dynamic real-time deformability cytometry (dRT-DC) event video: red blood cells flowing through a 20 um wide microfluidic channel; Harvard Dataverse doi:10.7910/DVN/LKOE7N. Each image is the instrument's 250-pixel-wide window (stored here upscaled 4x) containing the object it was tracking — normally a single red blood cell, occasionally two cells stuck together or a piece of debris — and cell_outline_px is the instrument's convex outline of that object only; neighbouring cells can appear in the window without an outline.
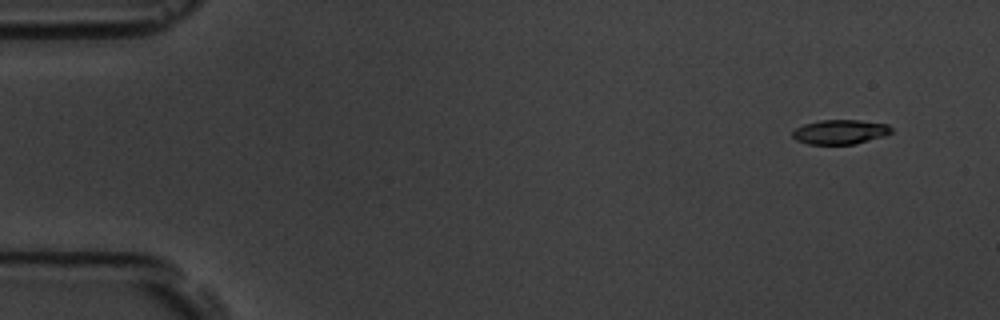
{"species": "common noctule bat (a hibernating species)", "species_latin": "Nyctalus noctula", "temperature_condition": "room temperature", "stored_images_in_passage": 11, "camera_frame_rate_fps": 3000, "um_per_image_px": 0.085, "animal": {"sex": "male", "body_mass_g": 19.5, "forearm_length_mm": 54.6}, "frame": {"image": 1, "passage_image": 1, "time_ms": 0.0, "image_size_px": [1000, 320], "cell_outline_px": [[892, 132], [884, 136], [856, 144], [808, 144], [796, 140], [792, 136], [792, 132], [796, 128], [804, 124], [820, 120], [860, 120], [888, 124], [892, 128]], "centroid_in_image_um": [71.42, 11.21], "position_along_channel_um": 13.6, "area_um2": 14.16}}
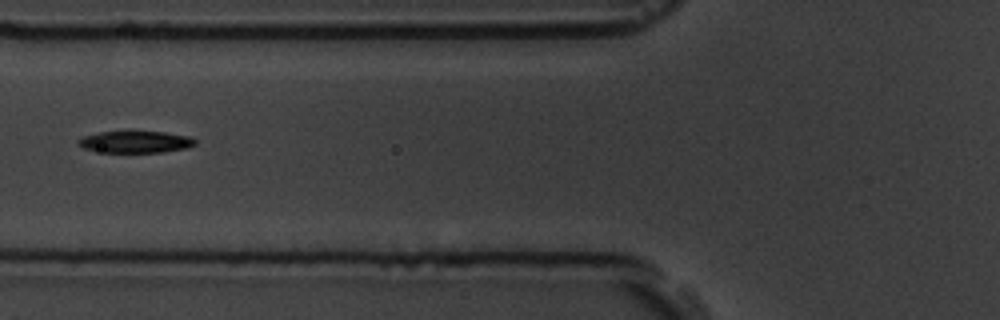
{"frame": {"image": 2, "passage_image": 6, "time_ms": 6.0, "image_size_px": [1000, 320], "cell_outline_px": [[196, 144], [188, 148], [164, 152], [104, 152], [84, 148], [76, 144], [76, 140], [80, 136], [100, 132], [128, 128], [132, 128], [164, 132], [192, 136], [196, 140]], "centroid_in_image_um": [11.5, 12.0], "position_along_channel_um": 114.3, "area_um2": 15.95}}
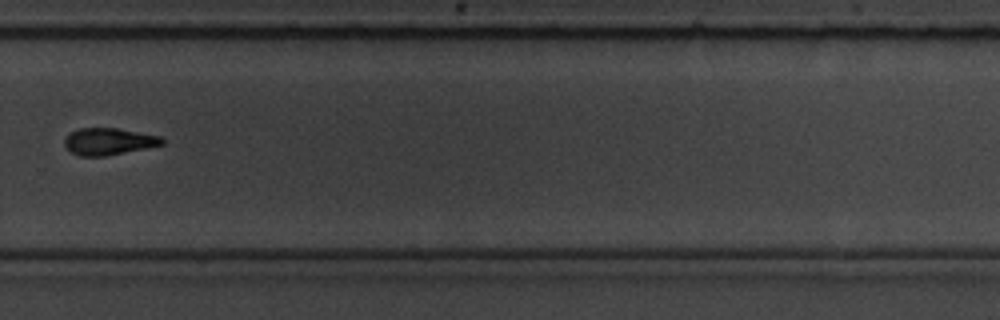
{"frame": {"image": 3, "passage_image": 11, "time_ms": 11.667, "image_size_px": [1000, 320], "cell_outline_px": [[164, 144], [104, 156], [80, 156], [72, 152], [64, 144], [64, 140], [72, 132], [80, 128], [116, 128], [160, 136], [164, 140]], "centroid_in_image_um": [9.24, 12.02], "position_along_channel_um": 320.6, "area_um2": 14.91}}